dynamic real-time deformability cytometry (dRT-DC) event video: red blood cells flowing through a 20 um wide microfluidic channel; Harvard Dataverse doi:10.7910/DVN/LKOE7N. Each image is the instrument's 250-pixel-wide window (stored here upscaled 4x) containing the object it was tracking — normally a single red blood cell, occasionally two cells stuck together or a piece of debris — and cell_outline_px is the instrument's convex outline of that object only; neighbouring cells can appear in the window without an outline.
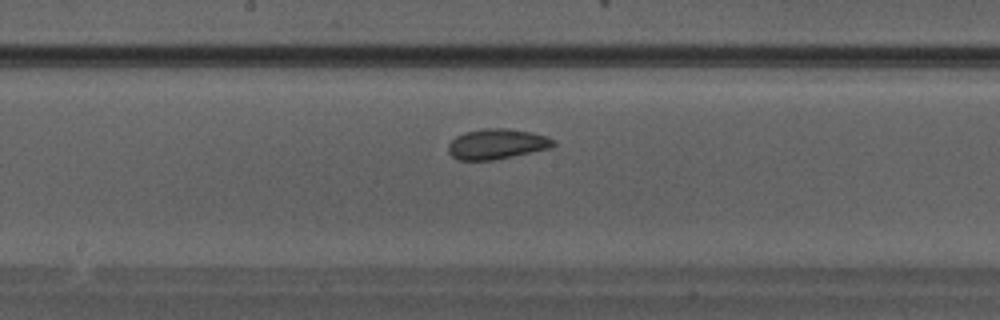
{"species": "Egyptian fruit bat (a non-hibernating species)", "species_latin": "Rousettus aegyptiacus", "temperature_condition": "warm", "stored_images_in_passage": 29, "camera_frame_rate_fps": 3000, "um_per_image_px": 0.085, "animal": {"sex": "male"}, "frame": {"image": 1, "passage_image": 13, "time_ms": 4.0, "image_size_px": [1000, 320], "cell_outline_px": [[556, 144], [552, 148], [492, 160], [460, 160], [452, 156], [448, 152], [448, 144], [456, 136], [464, 132], [484, 128], [504, 128], [532, 132], [548, 136], [556, 140]], "centroid_in_image_um": [42.26, 12.23], "position_along_channel_um": 205.9, "area_um2": 18.67}}
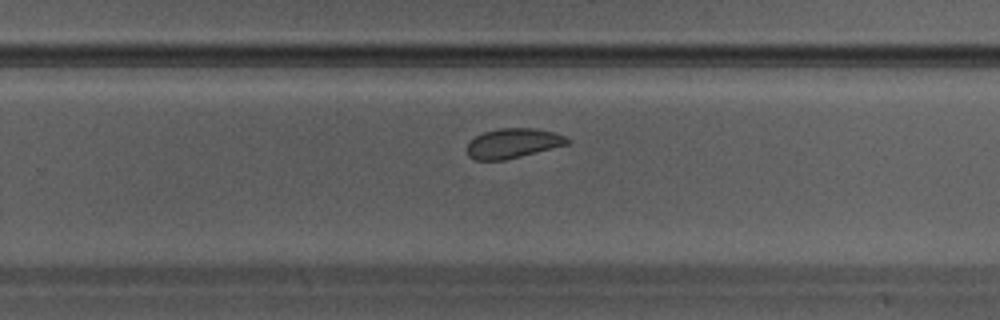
{"frame": {"image": 2, "passage_image": 17, "time_ms": 5.333, "image_size_px": [1000, 320], "cell_outline_px": [[572, 140], [568, 144], [504, 160], [476, 160], [468, 156], [468, 144], [476, 136], [484, 132], [500, 128], [536, 128], [556, 132]], "centroid_in_image_um": [43.63, 12.17], "position_along_channel_um": 286.2, "area_um2": 17.22}}